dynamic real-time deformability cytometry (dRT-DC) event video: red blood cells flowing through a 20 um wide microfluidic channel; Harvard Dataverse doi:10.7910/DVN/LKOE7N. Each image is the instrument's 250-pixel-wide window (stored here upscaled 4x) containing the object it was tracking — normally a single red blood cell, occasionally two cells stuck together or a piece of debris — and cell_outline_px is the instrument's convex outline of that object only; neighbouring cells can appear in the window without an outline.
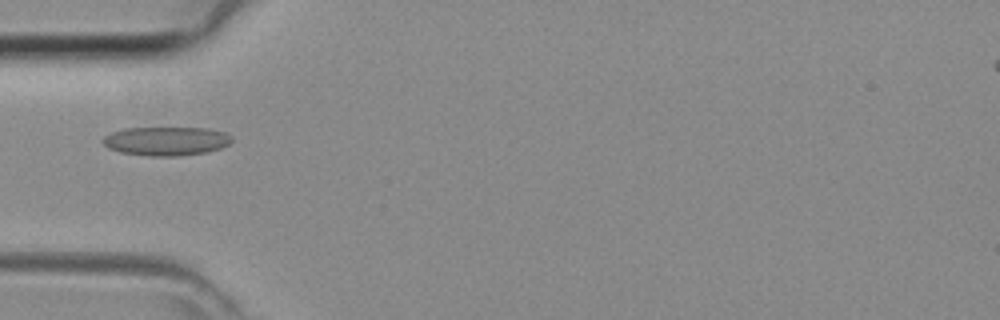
{"species": "common noctule bat (a hibernating species)", "species_latin": "Nyctalus noctula", "temperature_condition": "room temperature", "stored_images_in_passage": 31, "camera_frame_rate_fps": 3000, "um_per_image_px": 0.085, "animal": {"sex": "female", "body_mass_g": 29.2, "forearm_length_mm": 56.3}, "frame": {"image": 1, "passage_image": 10, "time_ms": 3.0, "image_size_px": [1000, 320], "cell_outline_px": [[232, 140], [228, 144], [220, 148], [208, 152], [180, 156], [152, 156], [120, 152], [108, 148], [100, 140], [104, 136], [112, 132], [124, 128], [208, 128], [224, 132], [232, 136]], "centroid_in_image_um": [14.12, 11.99], "position_along_channel_um": 70.9, "area_um2": 21.73}}
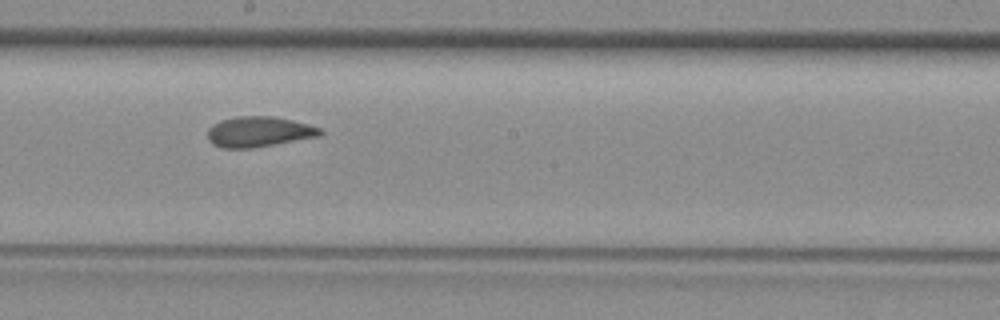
{"frame": {"image": 2, "passage_image": 20, "time_ms": 6.333, "image_size_px": [1000, 320], "cell_outline_px": [[324, 132], [320, 136], [252, 148], [220, 148], [212, 144], [208, 140], [208, 128], [212, 124], [220, 120], [236, 116], [272, 116], [292, 120], [308, 124], [320, 128]], "centroid_in_image_um": [21.97, 11.2], "position_along_channel_um": 226.2, "area_um2": 20.06}}
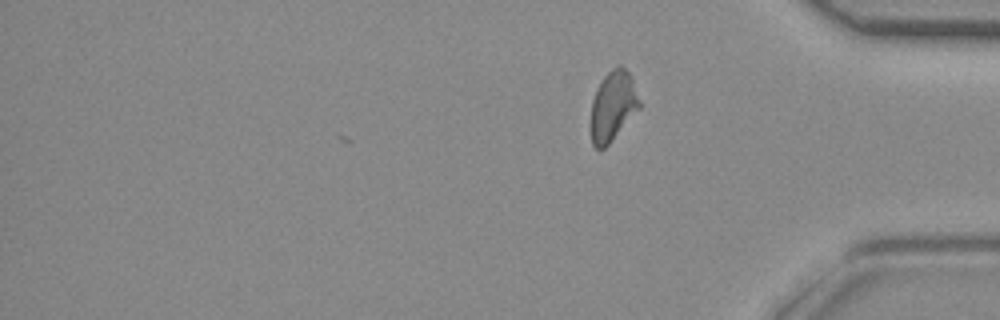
{"frame": {"image": 3, "passage_image": 31, "time_ms": 10.0, "image_size_px": [1000, 320], "cell_outline_px": [[640, 108], [608, 144], [604, 148], [596, 148], [592, 144], [592, 100], [604, 76], [616, 64], [620, 64], [632, 76], [640, 100]], "centroid_in_image_um": [52.13, 8.97], "position_along_channel_um": 383.1, "area_um2": 19.42}}